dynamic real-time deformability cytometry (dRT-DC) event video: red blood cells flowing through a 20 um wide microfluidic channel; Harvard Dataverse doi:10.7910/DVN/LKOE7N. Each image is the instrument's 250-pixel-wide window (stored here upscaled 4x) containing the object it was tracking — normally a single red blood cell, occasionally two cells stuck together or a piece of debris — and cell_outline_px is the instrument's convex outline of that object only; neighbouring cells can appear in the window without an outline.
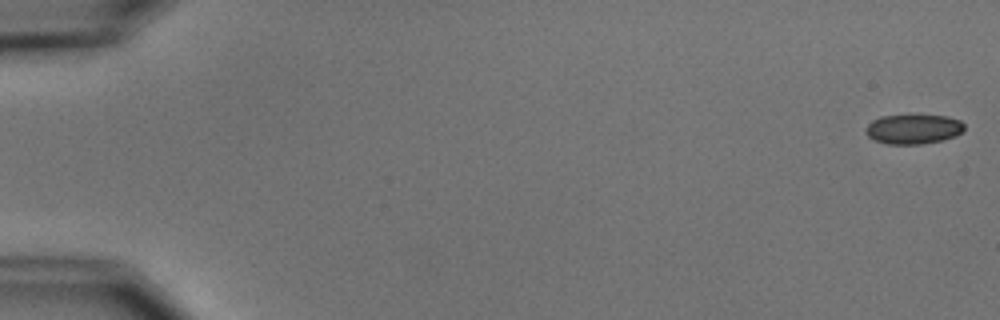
{"species": "common noctule bat (a hibernating species)", "species_latin": "Nyctalus noctula", "temperature_condition": "cold", "stored_images_in_passage": 2, "camera_frame_rate_fps": 3000, "um_per_image_px": 0.085, "animal": {"sex": "male", "body_mass_g": 15.6}, "frame": {"image": 1, "passage_image": 2, "time_ms": 1.333, "image_size_px": [1000, 320], "cell_outline_px": [[964, 132], [956, 136], [940, 140], [920, 144], [888, 144], [872, 140], [864, 132], [864, 128], [872, 120], [880, 116], [912, 112], [948, 116], [960, 120], [964, 124]], "centroid_in_image_um": [77.61, 10.91], "position_along_channel_um": 7.4, "area_um2": 18.03}}